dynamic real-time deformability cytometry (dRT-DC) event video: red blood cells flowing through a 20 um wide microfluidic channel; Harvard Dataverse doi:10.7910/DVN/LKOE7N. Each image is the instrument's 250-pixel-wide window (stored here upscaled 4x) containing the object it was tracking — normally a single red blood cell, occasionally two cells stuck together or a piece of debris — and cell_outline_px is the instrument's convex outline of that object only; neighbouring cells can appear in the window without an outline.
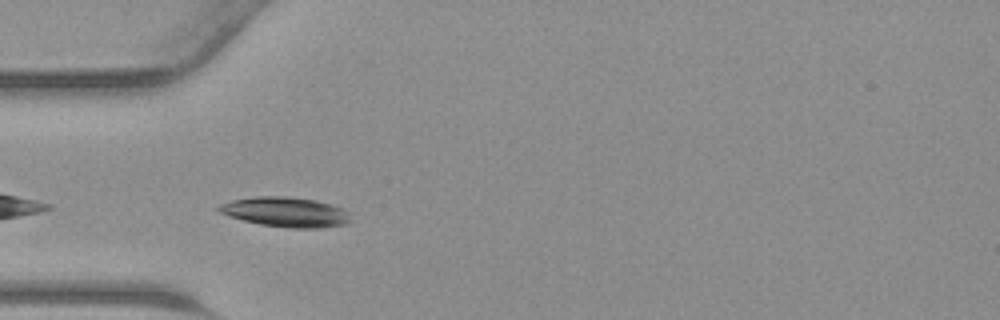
{"species": "common noctule bat (a hibernating species)", "species_latin": "Nyctalus noctula", "temperature_condition": "warm", "stored_images_in_passage": 33, "camera_frame_rate_fps": 3000, "um_per_image_px": 0.085, "animal": {"sex": "male", "body_mass_g": 23.1, "forearm_length_mm": 52.7}, "frame": {"image": 1, "passage_image": 2, "time_ms": 0.333, "image_size_px": [1000, 320], "cell_outline_px": [[348, 224], [320, 228], [292, 228], [260, 224], [228, 216], [220, 212], [216, 208], [220, 204], [232, 200], [252, 196], [284, 196], [316, 200], [332, 204], [348, 212]], "centroid_in_image_um": [24.25, 18.01], "position_along_channel_um": 60.7, "area_um2": 22.83}}
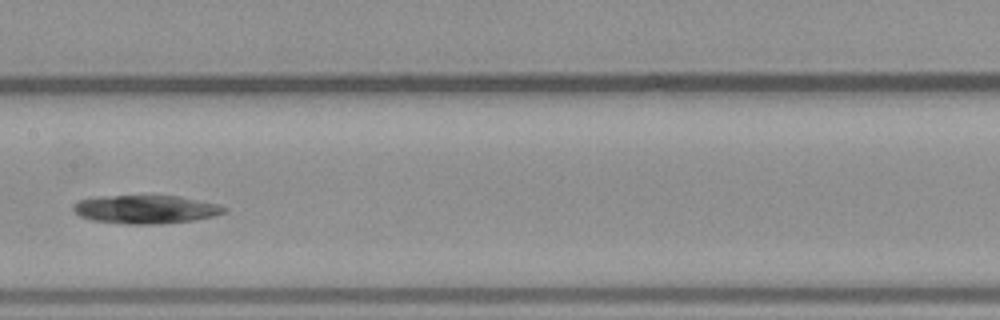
{"frame": {"image": 2, "passage_image": 11, "time_ms": 3.333, "image_size_px": [1000, 320], "cell_outline_px": [[228, 212], [212, 216], [192, 220], [160, 224], [128, 224], [92, 220], [80, 216], [72, 208], [72, 204], [76, 200], [96, 196], [180, 196], [220, 204], [228, 208]], "centroid_in_image_um": [12.38, 17.78], "position_along_channel_um": 195.0, "area_um2": 25.14}}
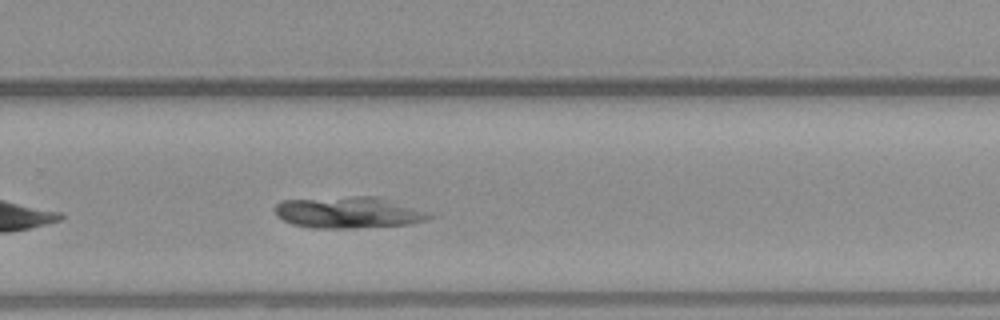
{"frame": {"image": 3, "passage_image": 18, "time_ms": 5.667, "image_size_px": [1000, 320], "cell_outline_px": [[440, 212], [436, 216], [428, 220], [408, 224], [352, 228], [312, 228], [292, 224], [276, 216], [276, 204], [280, 200], [352, 196], [380, 196]], "centroid_in_image_um": [29.82, 18.04], "position_along_channel_um": 300.0, "area_um2": 29.36}}